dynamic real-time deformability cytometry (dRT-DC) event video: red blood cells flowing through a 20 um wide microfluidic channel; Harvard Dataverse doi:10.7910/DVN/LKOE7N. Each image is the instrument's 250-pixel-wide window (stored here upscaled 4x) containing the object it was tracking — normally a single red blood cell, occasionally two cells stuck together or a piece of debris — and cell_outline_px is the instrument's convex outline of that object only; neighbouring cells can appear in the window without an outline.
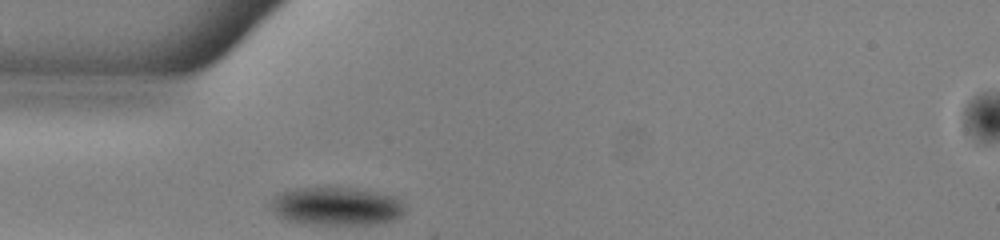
{"species": "common noctule bat (a hibernating species)", "species_latin": "Nyctalus noctula", "temperature_condition": "warm", "stored_images_in_passage": 29, "camera_frame_rate_fps": 3000, "um_per_image_px": 0.085, "animal": {"sex": "male", "body_mass_g": 13.0, "forearm_length_mm": 53.1}, "frame": {"image": 1, "passage_image": 1, "time_ms": 0.0, "image_size_px": [1000, 240], "cell_outline_px": [[404, 212], [396, 220], [376, 224], [304, 224], [288, 220], [276, 216], [272, 212], [272, 200], [276, 192], [288, 188], [352, 188], [376, 192], [392, 196], [400, 200], [404, 208]], "centroid_in_image_um": [28.54, 17.53], "position_along_channel_um": 56.5, "area_um2": 30.06}}
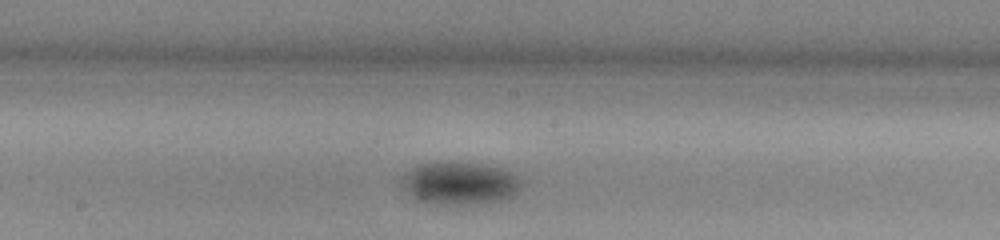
{"frame": {"image": 2, "passage_image": 13, "time_ms": 4.0, "image_size_px": [1000, 240], "cell_outline_px": [[524, 184], [512, 196], [500, 200], [480, 204], [420, 204], [408, 196], [400, 180], [412, 168], [420, 164], [476, 164], [500, 168], [512, 172], [524, 180]], "centroid_in_image_um": [39.08, 15.64], "position_along_channel_um": 209.1, "area_um2": 29.65}}
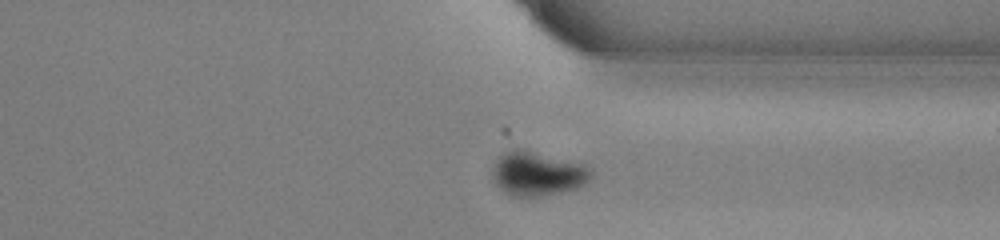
{"frame": {"image": 3, "passage_image": 25, "time_ms": 8.0, "image_size_px": [1000, 240], "cell_outline_px": [[592, 176], [584, 184], [576, 188], [560, 192], [540, 196], [512, 196], [504, 192], [496, 184], [492, 176], [492, 168], [500, 156], [504, 152], [512, 148], [524, 148], [580, 164], [588, 168]], "centroid_in_image_um": [45.62, 14.75], "position_along_channel_um": 365.8, "area_um2": 25.09}, "authors_computed_cell_mechanics": {"area_um2": 29.478, "velocity_mm_per_s": 3.9304, "shape_relaxation_time_tau1_ms": 1.3827, "shape_relaxation_time_tau2_ms": null, "deformation_change_tau1": 0.0629, "deformation_change_tau2": null}}